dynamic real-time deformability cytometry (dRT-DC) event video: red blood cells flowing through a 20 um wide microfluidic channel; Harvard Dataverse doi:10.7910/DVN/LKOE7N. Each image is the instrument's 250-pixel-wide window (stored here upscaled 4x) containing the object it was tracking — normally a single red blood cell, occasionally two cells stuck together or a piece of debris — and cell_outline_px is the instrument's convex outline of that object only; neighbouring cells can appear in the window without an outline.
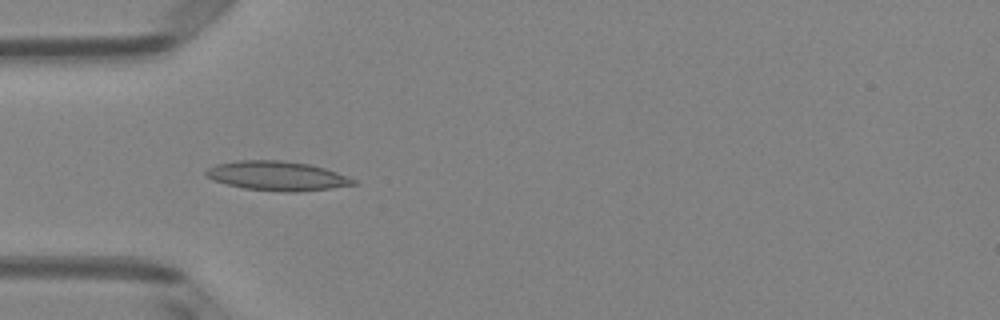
{"species": "Egyptian fruit bat (a non-hibernating species)", "species_latin": "Rousettus aegyptiacus", "temperature_condition": "room temperature", "stored_images_in_passage": 35, "camera_frame_rate_fps": 3000, "um_per_image_px": 0.085, "animal": {"sex": "female"}, "frame": {"image": 1, "passage_image": 1, "time_ms": 0.0, "image_size_px": [1000, 320], "cell_outline_px": [[360, 184], [296, 192], [284, 192], [244, 188], [212, 180], [204, 176], [204, 172], [208, 168], [216, 164], [240, 160], [284, 160], [308, 164], [324, 168], [336, 172], [356, 180]], "centroid_in_image_um": [23.53, 14.94], "position_along_channel_um": 61.5, "area_um2": 25.14}}
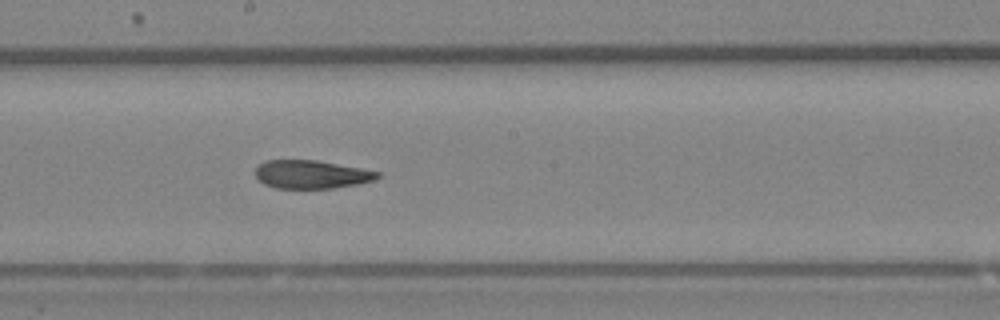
{"frame": {"image": 2, "passage_image": 13, "time_ms": 4.0, "image_size_px": [1000, 320], "cell_outline_px": [[380, 176], [376, 180], [356, 184], [332, 188], [276, 188], [264, 184], [256, 176], [256, 168], [264, 160], [316, 160], [360, 168], [380, 172]], "centroid_in_image_um": [26.47, 14.82], "position_along_channel_um": 221.7, "area_um2": 20.0}}
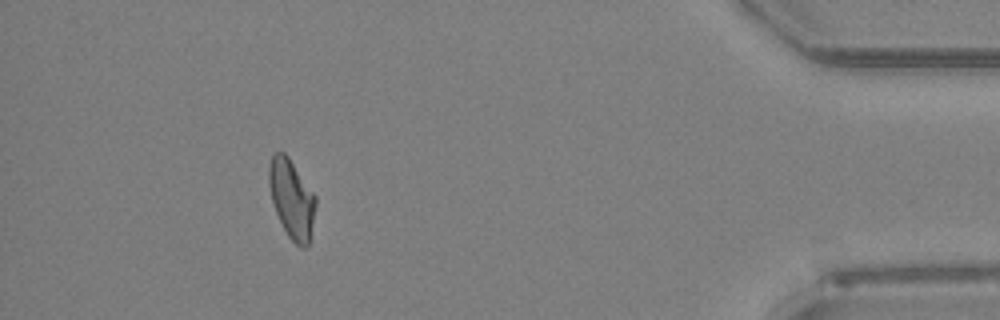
{"frame": {"image": 3, "passage_image": 31, "time_ms": 10.0, "image_size_px": [1000, 320], "cell_outline_px": [[316, 204], [308, 244], [304, 248], [300, 248], [288, 236], [276, 212], [272, 200], [268, 184], [268, 168], [272, 156], [276, 152], [284, 152], [288, 156], [316, 196]], "centroid_in_image_um": [24.78, 16.88], "position_along_channel_um": 410.4, "area_um2": 21.15}, "authors_computed_cell_mechanics": {"area_um2": 21.1548, "velocity_mm_per_s": 4.0746, "shape_relaxation_time_tau1_ms": null, "shape_relaxation_time_tau2_ms": 5.1162, "deformation_change_tau1": null, "deformation_change_tau2": 0.1214}}